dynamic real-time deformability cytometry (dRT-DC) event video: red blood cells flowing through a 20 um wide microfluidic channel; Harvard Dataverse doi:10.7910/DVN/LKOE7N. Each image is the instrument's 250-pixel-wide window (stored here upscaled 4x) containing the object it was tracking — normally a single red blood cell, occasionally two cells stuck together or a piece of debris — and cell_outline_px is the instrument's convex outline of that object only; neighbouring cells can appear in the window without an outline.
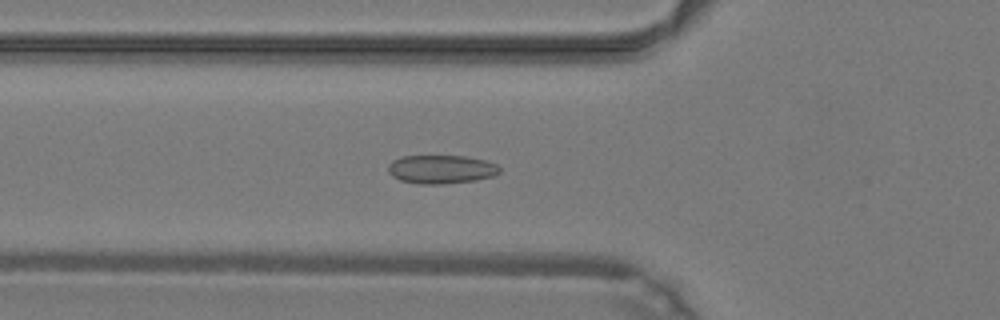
{"species": "common noctule bat (a hibernating species)", "species_latin": "Nyctalus noctula", "temperature_condition": "warm", "stored_images_in_passage": 46, "camera_frame_rate_fps": 3000, "um_per_image_px": 0.085, "animal": {"sex": "male", "body_mass_g": 19.2, "forearm_length_mm": 51.8}, "frame": {"image": 1, "passage_image": 14, "time_ms": 4.333, "image_size_px": [1000, 320], "cell_outline_px": [[500, 172], [492, 176], [476, 180], [444, 184], [420, 184], [400, 180], [392, 176], [388, 172], [388, 164], [392, 160], [400, 156], [464, 156], [484, 160], [496, 164], [500, 168]], "centroid_in_image_um": [37.47, 14.39], "position_along_channel_um": 88.3, "area_um2": 18.61}}
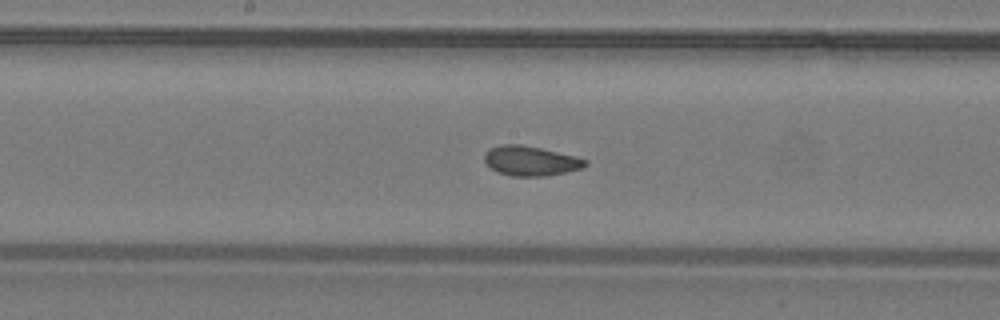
{"frame": {"image": 2, "passage_image": 22, "time_ms": 7.0, "image_size_px": [1000, 320], "cell_outline_px": [[588, 164], [584, 168], [548, 176], [512, 176], [496, 172], [484, 160], [484, 152], [492, 148], [504, 144], [520, 144], [540, 148], [576, 156], [588, 160]], "centroid_in_image_um": [45.14, 13.68], "position_along_channel_um": 203.1, "area_um2": 17.51}}
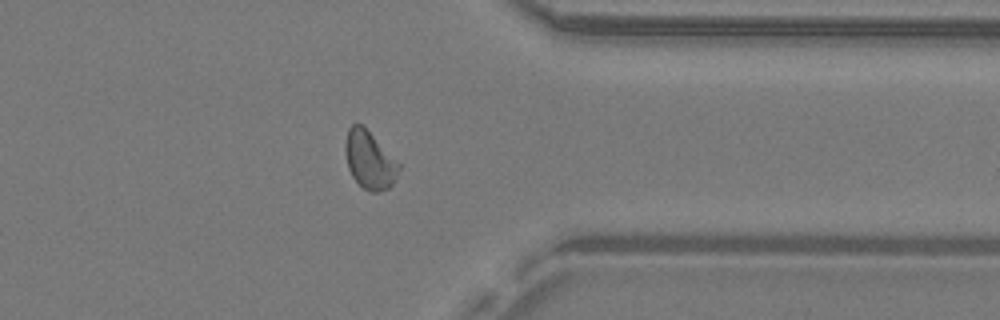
{"frame": {"image": 3, "passage_image": 35, "time_ms": 11.333, "image_size_px": [1000, 320], "cell_outline_px": [[400, 168], [392, 184], [388, 188], [380, 192], [372, 192], [364, 188], [352, 176], [348, 168], [344, 148], [344, 144], [348, 128], [352, 124], [364, 124], [400, 164]], "centroid_in_image_um": [31.4, 13.56], "position_along_channel_um": 380.0, "area_um2": 18.15}, "authors_computed_cell_mechanics": {"area_um2": 18.0625, "velocity_mm_per_s": 4.2784, "shape_relaxation_time_tau1_ms": null, "shape_relaxation_time_tau2_ms": 1.4048, "deformation_change_tau1": null, "deformation_change_tau2": 0.0509}}